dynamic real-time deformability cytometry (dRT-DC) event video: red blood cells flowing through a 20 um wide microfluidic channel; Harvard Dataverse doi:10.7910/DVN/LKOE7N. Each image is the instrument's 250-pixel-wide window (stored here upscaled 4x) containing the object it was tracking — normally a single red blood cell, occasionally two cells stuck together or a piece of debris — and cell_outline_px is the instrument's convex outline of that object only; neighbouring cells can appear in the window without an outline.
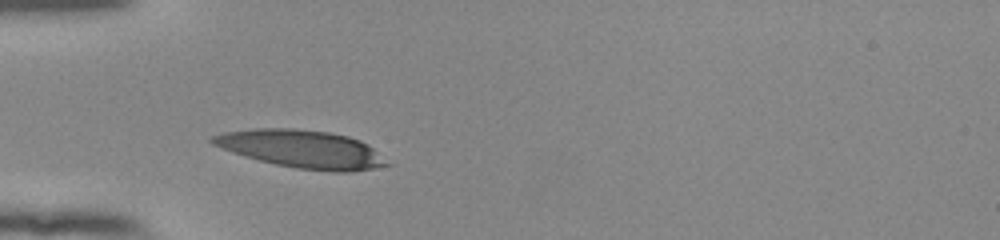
{"species": "human", "species_latin": "Homo sapiens", "temperature_condition": "room temperature", "stored_images_in_passage": 27, "camera_frame_rate_fps": 3000, "um_per_image_px": 0.085, "donor": {"sex": "female"}, "frame": {"image": 1, "passage_image": 1, "time_ms": 0.0, "image_size_px": [1000, 240], "cell_outline_px": [[392, 164], [376, 168], [352, 172], [336, 172], [296, 168], [276, 164], [244, 156], [232, 152], [212, 144], [208, 140], [212, 136], [224, 132], [256, 128], [292, 128], [328, 132], [348, 136], [360, 140], [368, 144]], "centroid_in_image_um": [25.67, 12.67], "position_along_channel_um": 59.3, "area_um2": 38.49}}
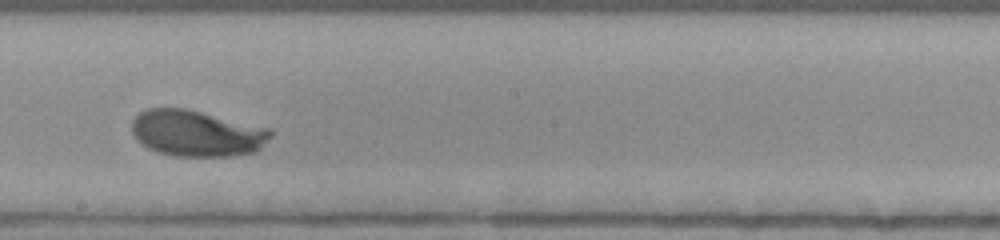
{"frame": {"image": 2, "passage_image": 15, "time_ms": 4.667, "image_size_px": [1000, 240], "cell_outline_px": [[272, 136], [256, 152], [232, 156], [176, 156], [156, 152], [148, 148], [136, 140], [132, 132], [132, 120], [140, 112], [148, 108], [184, 108], [272, 128]], "centroid_in_image_um": [16.73, 11.33], "position_along_channel_um": 231.5, "area_um2": 37.63}}
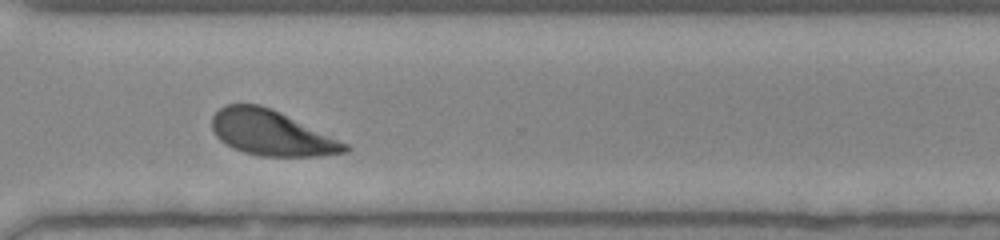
{"frame": {"image": 3, "passage_image": 24, "time_ms": 7.667, "image_size_px": [1000, 240], "cell_outline_px": [[352, 148], [348, 152], [320, 156], [260, 156], [244, 152], [220, 140], [216, 136], [212, 128], [212, 116], [224, 104], [260, 104], [280, 112], [348, 144]], "centroid_in_image_um": [23.08, 11.3], "position_along_channel_um": 347.5, "area_um2": 34.74}, "authors_computed_cell_mechanics": {"area_um2": 37.8012, "velocity_mm_per_s": 3.8491, "shape_relaxation_time_tau1_ms": 2.8545, "shape_relaxation_time_tau2_ms": 3.517, "deformation_change_tau1": 0.1743, "deformation_change_tau2": 0.0757}}